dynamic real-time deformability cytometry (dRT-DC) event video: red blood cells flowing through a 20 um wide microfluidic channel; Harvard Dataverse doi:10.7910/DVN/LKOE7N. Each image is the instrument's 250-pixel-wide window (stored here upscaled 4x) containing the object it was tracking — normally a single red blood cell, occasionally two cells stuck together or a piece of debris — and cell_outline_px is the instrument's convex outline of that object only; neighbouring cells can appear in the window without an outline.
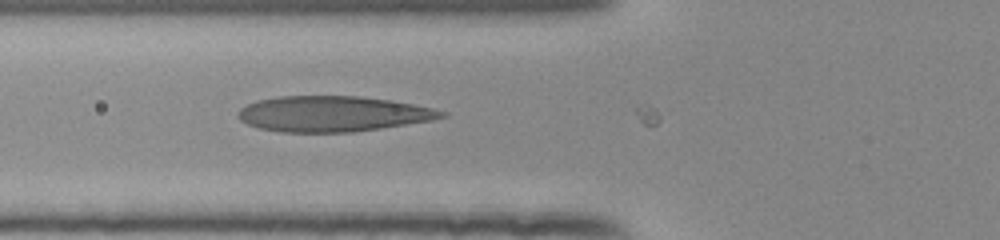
{"species": "human", "species_latin": "Homo sapiens", "temperature_condition": "room temperature", "stored_images_in_passage": 4, "camera_frame_rate_fps": 3000, "um_per_image_px": 0.085, "donor": {"sex": "female"}, "frame": {"image": 1, "passage_image": 3, "time_ms": 0.667, "image_size_px": [1000, 240], "cell_outline_px": [[448, 116], [432, 120], [380, 128], [352, 132], [280, 132], [260, 128], [248, 124], [240, 120], [236, 116], [236, 112], [240, 108], [256, 100], [280, 96], [360, 96], [392, 100], [432, 108], [448, 112]], "centroid_in_image_um": [28.27, 9.67], "position_along_channel_um": 97.5, "area_um2": 42.25}}